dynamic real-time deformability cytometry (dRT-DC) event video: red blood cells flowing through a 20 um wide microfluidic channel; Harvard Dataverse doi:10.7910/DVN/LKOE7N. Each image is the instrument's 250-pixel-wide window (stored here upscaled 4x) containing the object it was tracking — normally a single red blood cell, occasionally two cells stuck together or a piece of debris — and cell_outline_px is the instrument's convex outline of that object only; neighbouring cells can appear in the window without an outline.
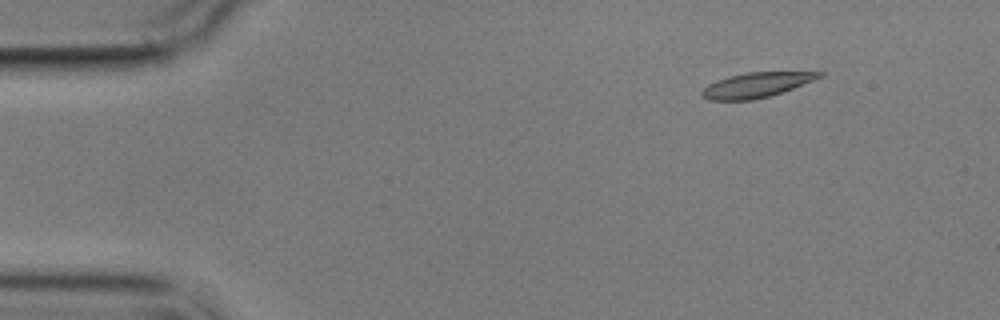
{"species": "common noctule bat (a hibernating species)", "species_latin": "Nyctalus noctula", "temperature_condition": "cold", "stored_images_in_passage": 5, "camera_frame_rate_fps": 3000, "um_per_image_px": 0.085, "animal": {"sex": "male", "body_mass_g": 17.9}, "frame": {"image": 1, "passage_image": 2, "time_ms": 1.333, "image_size_px": [1000, 320], "cell_outline_px": [[824, 76], [792, 88], [768, 96], [752, 100], [708, 100], [700, 96], [700, 92], [708, 84], [716, 80], [728, 76], [748, 72], [824, 72]], "centroid_in_image_um": [64.23, 7.22], "position_along_channel_um": 20.8, "area_um2": 16.88}}
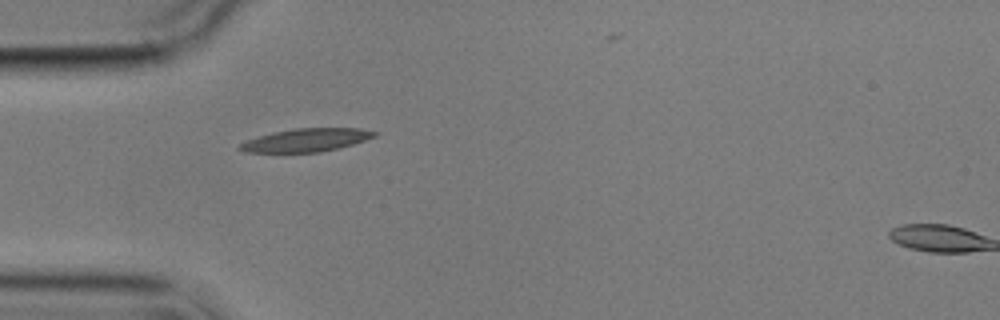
{"frame": {"image": 2, "passage_image": 4, "time_ms": 4.667, "image_size_px": [1000, 320], "cell_outline_px": [[380, 132], [376, 136], [352, 144], [320, 152], [244, 152], [236, 148], [240, 144], [248, 140], [272, 132], [296, 128], [360, 128]], "centroid_in_image_um": [26.04, 11.9], "position_along_channel_um": 59.0, "area_um2": 17.98}}